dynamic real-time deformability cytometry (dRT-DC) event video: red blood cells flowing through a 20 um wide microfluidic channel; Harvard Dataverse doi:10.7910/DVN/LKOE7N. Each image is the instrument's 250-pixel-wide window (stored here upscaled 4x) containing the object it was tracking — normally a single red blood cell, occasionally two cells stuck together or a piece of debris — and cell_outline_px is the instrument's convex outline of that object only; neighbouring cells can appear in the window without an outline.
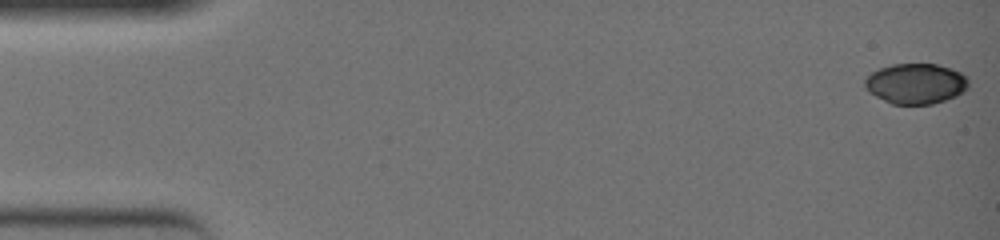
{"species": "common noctule bat (a hibernating species)", "species_latin": "Nyctalus noctula", "temperature_condition": "warm", "stored_images_in_passage": 50, "camera_frame_rate_fps": 3000, "um_per_image_px": 0.085, "animal": {"sex": "female", "body_mass_g": 19.0, "forearm_length_mm": 51.5}, "frame": {"image": 1, "passage_image": 1, "time_ms": 0.0, "image_size_px": [1000, 240], "cell_outline_px": [[968, 88], [964, 92], [956, 96], [932, 104], [892, 104], [868, 92], [864, 88], [864, 80], [872, 72], [880, 68], [892, 64], [936, 64], [960, 72], [968, 80]], "centroid_in_image_um": [77.82, 7.11], "position_along_channel_um": 7.2, "area_um2": 24.33}}
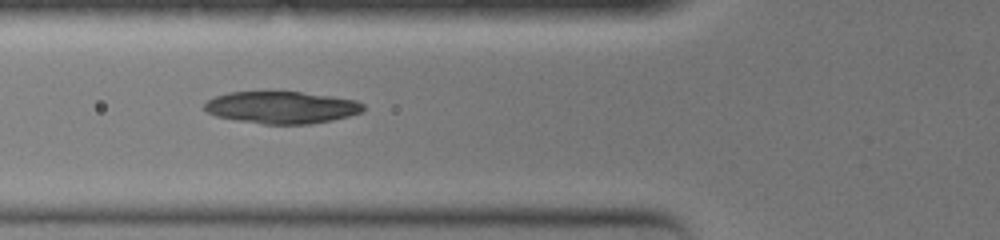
{"frame": {"image": 2, "passage_image": 20, "time_ms": 6.333, "image_size_px": [1000, 240], "cell_outline_px": [[364, 108], [360, 112], [348, 116], [332, 120], [308, 124], [264, 124], [236, 120], [216, 116], [208, 112], [204, 108], [204, 104], [208, 100], [216, 96], [228, 92], [300, 92], [332, 96], [356, 100], [364, 104]], "centroid_in_image_um": [23.93, 9.13], "position_along_channel_um": 101.9, "area_um2": 29.54}}
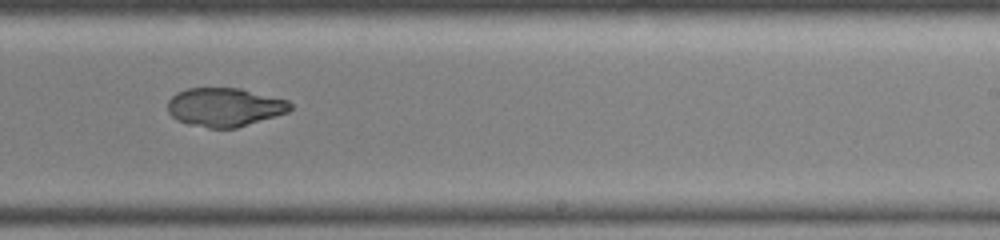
{"frame": {"image": 3, "passage_image": 33, "time_ms": 10.667, "image_size_px": [1000, 240], "cell_outline_px": [[292, 108], [288, 112], [276, 116], [236, 128], [208, 128], [188, 124], [176, 120], [168, 112], [168, 100], [176, 92], [188, 88], [240, 88], [288, 100], [292, 104]], "centroid_in_image_um": [19.09, 9.11], "position_along_channel_um": 269.9, "area_um2": 27.74}}